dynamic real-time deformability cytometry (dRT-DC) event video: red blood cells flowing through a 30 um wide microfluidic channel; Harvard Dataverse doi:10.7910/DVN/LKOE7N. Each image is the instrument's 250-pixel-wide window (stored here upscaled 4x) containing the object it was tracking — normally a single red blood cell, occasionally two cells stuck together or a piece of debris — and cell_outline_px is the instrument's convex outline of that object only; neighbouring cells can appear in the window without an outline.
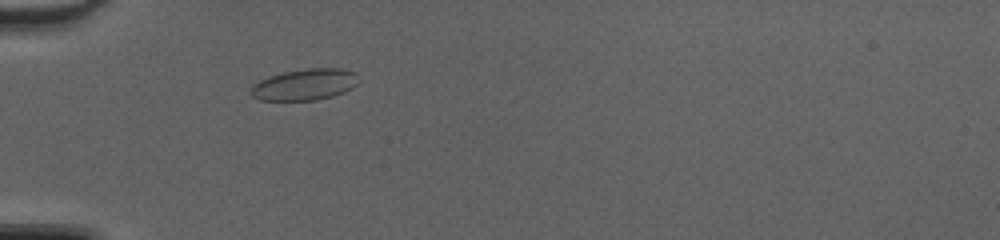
{"species": "common noctule bat (a hibernating species)", "species_latin": "Nyctalus noctula", "temperature_condition": "cold", "stored_images_in_passage": 35, "camera_frame_rate_fps": 3000, "um_per_image_px": 0.085, "animal": {"sex": "female", "body_mass_g": 20.0, "forearm_length_mm": 54.0}, "frame": {"image": 1, "passage_image": 2, "time_ms": 0.333, "image_size_px": [1000, 240], "cell_outline_px": [[356, 84], [352, 88], [344, 92], [332, 96], [316, 100], [260, 100], [252, 96], [248, 92], [252, 84], [268, 76], [280, 72], [308, 68], [340, 68], [356, 72]], "centroid_in_image_um": [25.84, 7.18], "position_along_channel_um": 59.2, "area_um2": 19.83}}
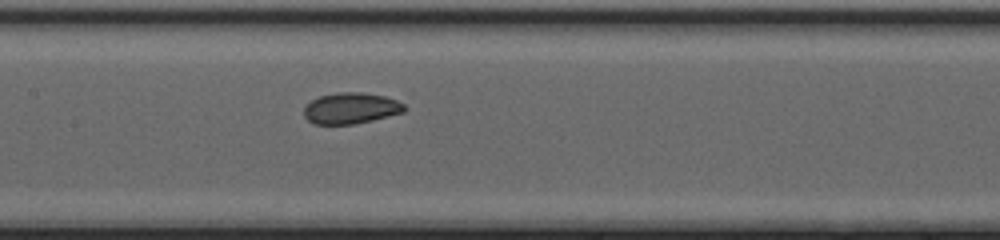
{"frame": {"image": 2, "passage_image": 11, "time_ms": 3.333, "image_size_px": [1000, 240], "cell_outline_px": [[408, 108], [404, 112], [372, 120], [352, 124], [312, 124], [304, 116], [304, 108], [312, 100], [320, 96], [336, 92], [360, 92], [384, 96], [396, 100], [404, 104]], "centroid_in_image_um": [29.83, 9.2], "position_along_channel_um": 177.6, "area_um2": 18.15}}
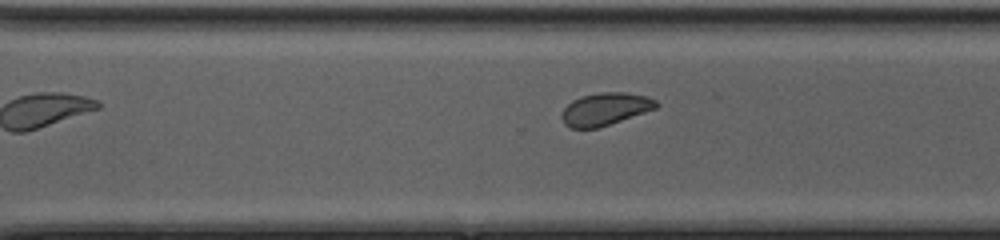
{"frame": {"image": 3, "passage_image": 21, "time_ms": 6.667, "image_size_px": [1000, 240], "cell_outline_px": [[660, 104], [656, 108], [596, 128], [568, 128], [564, 124], [560, 116], [564, 108], [572, 100], [580, 96], [600, 92], [624, 92], [644, 96], [656, 100]], "centroid_in_image_um": [51.39, 9.26], "position_along_channel_um": 319.2, "area_um2": 17.74}, "authors_computed_cell_mechanics": {"area_um2": 18.5538, "velocity_mm_per_s": 4.2598, "shape_relaxation_time_tau1_ms": 3.3178, "shape_relaxation_time_tau2_ms": 3.4604, "deformation_change_tau1": 0.0764, "deformation_change_tau2": 0.0476}}